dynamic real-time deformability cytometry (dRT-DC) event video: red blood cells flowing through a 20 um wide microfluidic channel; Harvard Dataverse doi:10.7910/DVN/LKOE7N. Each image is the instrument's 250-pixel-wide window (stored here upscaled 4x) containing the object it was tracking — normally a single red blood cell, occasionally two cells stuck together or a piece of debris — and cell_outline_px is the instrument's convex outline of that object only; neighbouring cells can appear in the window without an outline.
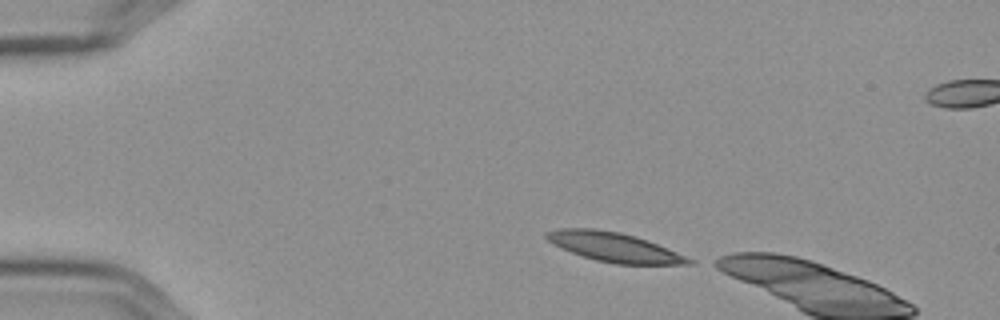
{"species": "Egyptian fruit bat (a non-hibernating species)", "species_latin": "Rousettus aegyptiacus", "temperature_condition": "cold", "stored_images_in_passage": 5, "camera_frame_rate_fps": 3000, "um_per_image_px": 0.085, "frame": {"image": 1, "passage_image": 1, "time_ms": 0.0, "image_size_px": [1000, 320], "cell_outline_px": [[696, 260], [692, 264], [616, 264], [596, 260], [572, 252], [548, 240], [544, 236], [544, 232], [560, 228], [596, 228], [620, 232], [656, 244]], "centroid_in_image_um": [52.2, 21.0], "position_along_channel_um": 32.8, "area_um2": 23.81}}